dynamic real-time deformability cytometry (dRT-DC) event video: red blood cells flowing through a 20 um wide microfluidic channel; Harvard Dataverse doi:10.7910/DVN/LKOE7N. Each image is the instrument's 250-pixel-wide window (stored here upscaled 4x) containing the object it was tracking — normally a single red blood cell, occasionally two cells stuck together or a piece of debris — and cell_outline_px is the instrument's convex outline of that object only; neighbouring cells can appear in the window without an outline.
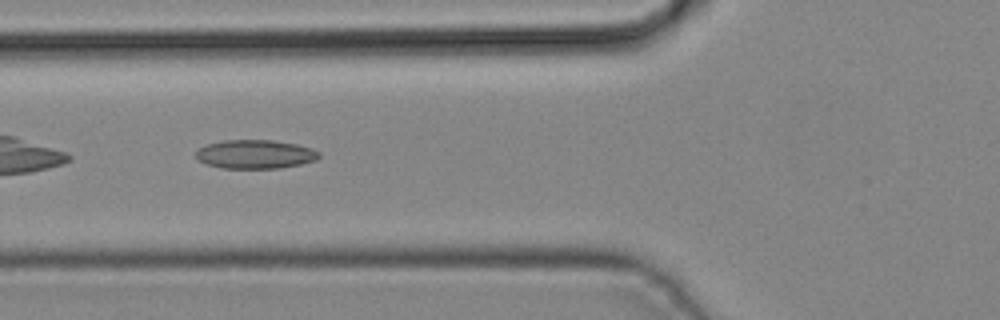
{"species": "common noctule bat (a hibernating species)", "species_latin": "Nyctalus noctula", "temperature_condition": "cold", "stored_images_in_passage": 39, "camera_frame_rate_fps": 3000, "um_per_image_px": 0.085, "animal": {"sex": "male", "body_mass_g": 19.2, "forearm_length_mm": 51.8}, "frame": {"image": 1, "passage_image": 12, "time_ms": 3.667, "image_size_px": [1000, 320], "cell_outline_px": [[320, 156], [316, 160], [300, 164], [280, 168], [224, 168], [208, 164], [196, 160], [196, 152], [200, 148], [208, 144], [224, 140], [272, 140], [296, 144], [312, 148], [320, 152]], "centroid_in_image_um": [21.71, 13.11], "position_along_channel_um": 104.1, "area_um2": 20.58}}
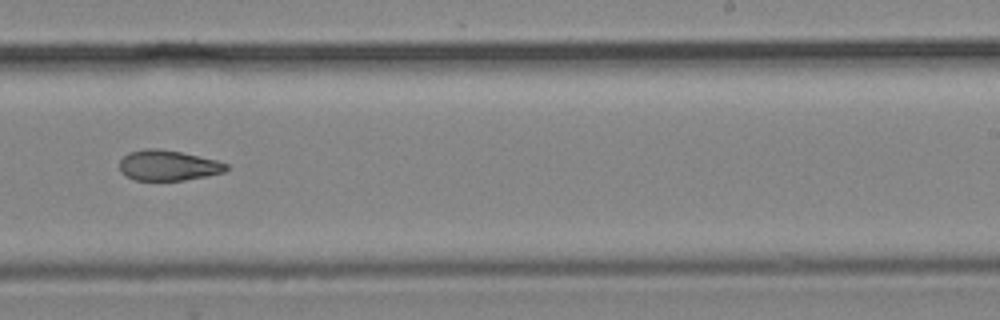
{"frame": {"image": 2, "passage_image": 23, "time_ms": 7.333, "image_size_px": [1000, 320], "cell_outline_px": [[228, 168], [224, 172], [208, 176], [184, 180], [136, 180], [120, 172], [120, 160], [128, 152], [144, 148], [156, 148], [180, 152], [216, 160], [228, 164]], "centroid_in_image_um": [14.28, 14.06], "position_along_channel_um": 274.7, "area_um2": 18.84}}
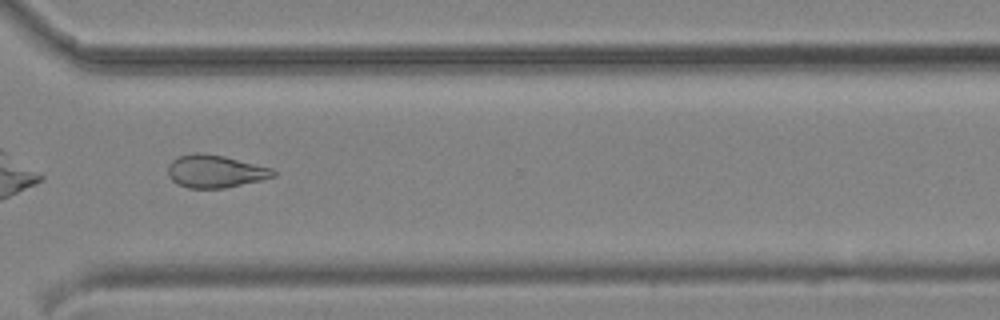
{"frame": {"image": 3, "passage_image": 28, "time_ms": 9.0, "image_size_px": [1000, 320], "cell_outline_px": [[276, 176], [260, 180], [224, 188], [188, 188], [176, 184], [168, 176], [168, 164], [172, 160], [180, 156], [192, 152], [200, 152], [224, 156], [272, 168], [276, 172]], "centroid_in_image_um": [18.26, 14.56], "position_along_channel_um": 352.3, "area_um2": 20.11}}